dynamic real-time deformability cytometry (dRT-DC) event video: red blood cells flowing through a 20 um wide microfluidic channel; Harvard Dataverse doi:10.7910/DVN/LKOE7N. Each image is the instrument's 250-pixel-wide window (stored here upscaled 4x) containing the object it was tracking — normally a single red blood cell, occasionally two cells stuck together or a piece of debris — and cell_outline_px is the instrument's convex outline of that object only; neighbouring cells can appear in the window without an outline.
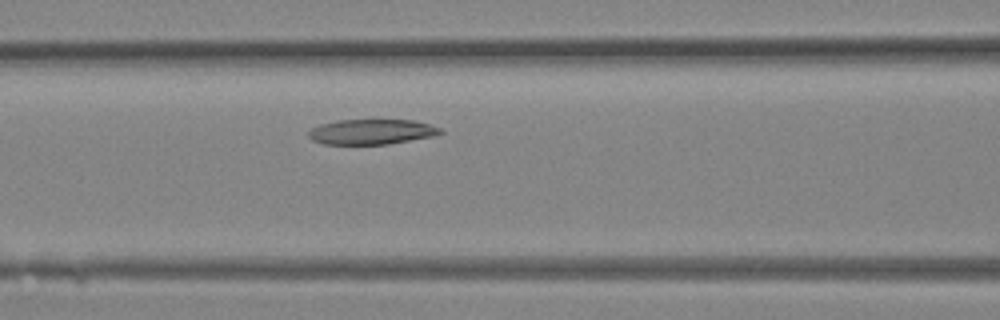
{"species": "Egyptian fruit bat (a non-hibernating species)", "species_latin": "Rousettus aegyptiacus", "temperature_condition": "room temperature", "stored_images_in_passage": 22, "camera_frame_rate_fps": 3000, "um_per_image_px": 0.085, "animal": {"sex": "female"}, "frame": {"image": 1, "passage_image": 5, "time_ms": 1.333, "image_size_px": [1000, 320], "cell_outline_px": [[444, 132], [432, 136], [388, 144], [324, 144], [312, 140], [308, 136], [308, 132], [312, 128], [320, 124], [336, 120], [412, 120], [428, 124], [440, 128]], "centroid_in_image_um": [31.55, 11.2], "position_along_channel_um": 135.1, "area_um2": 19.19}}
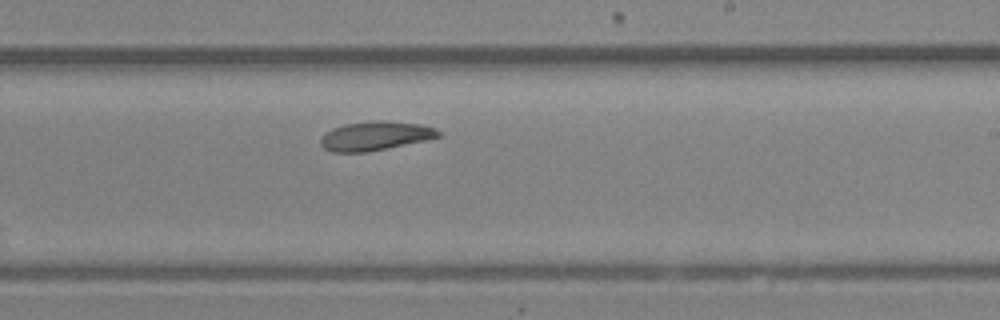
{"frame": {"image": 2, "passage_image": 11, "time_ms": 3.333, "image_size_px": [1000, 320], "cell_outline_px": [[440, 136], [428, 140], [364, 152], [332, 152], [324, 148], [320, 144], [320, 136], [332, 128], [344, 124], [372, 120], [384, 120], [420, 124], [436, 128], [440, 132]], "centroid_in_image_um": [31.88, 11.54], "position_along_channel_um": 257.1, "area_um2": 20.0}}
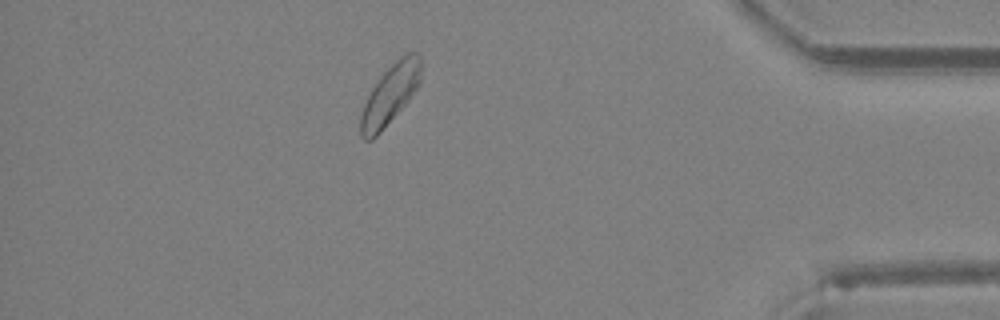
{"frame": {"image": 3, "passage_image": 20, "time_ms": 6.333, "image_size_px": [1000, 320], "cell_outline_px": [[420, 80], [416, 88], [408, 100], [380, 132], [372, 140], [364, 140], [360, 136], [360, 116], [364, 104], [372, 88], [380, 76], [400, 56], [408, 52], [416, 52], [420, 56]], "centroid_in_image_um": [33.13, 8.04], "position_along_channel_um": 402.1, "area_um2": 20.58}}